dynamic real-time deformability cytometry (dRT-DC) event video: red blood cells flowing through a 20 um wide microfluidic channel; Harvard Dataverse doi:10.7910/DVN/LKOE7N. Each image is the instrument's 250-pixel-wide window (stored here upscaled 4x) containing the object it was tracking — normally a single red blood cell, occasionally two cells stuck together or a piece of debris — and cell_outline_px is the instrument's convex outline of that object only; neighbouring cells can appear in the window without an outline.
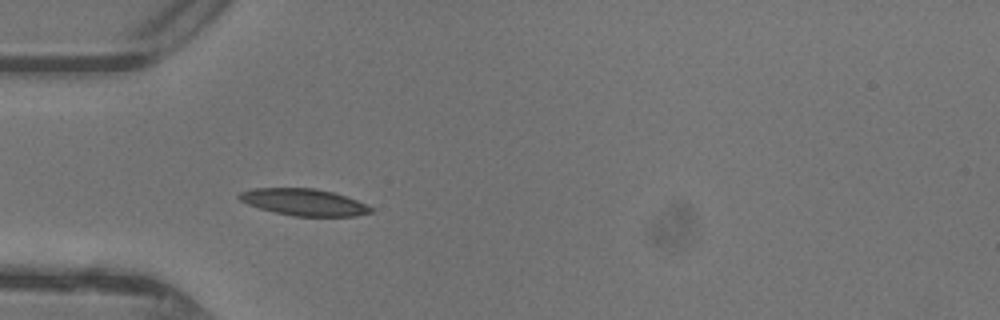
{"species": "common noctule bat (a hibernating species)", "species_latin": "Nyctalus noctula", "temperature_condition": "warm", "stored_images_in_passage": 33, "camera_frame_rate_fps": 3000, "um_per_image_px": 0.085, "animal": {"sex": "female"}, "frame": {"image": 1, "passage_image": 1, "time_ms": 0.0, "image_size_px": [1000, 320], "cell_outline_px": [[376, 212], [356, 216], [292, 216], [260, 208], [248, 204], [240, 200], [236, 196], [240, 192], [252, 188], [312, 188], [332, 192], [356, 200], [376, 208]], "centroid_in_image_um": [25.87, 17.19], "position_along_channel_um": 59.1, "area_um2": 20.58}}
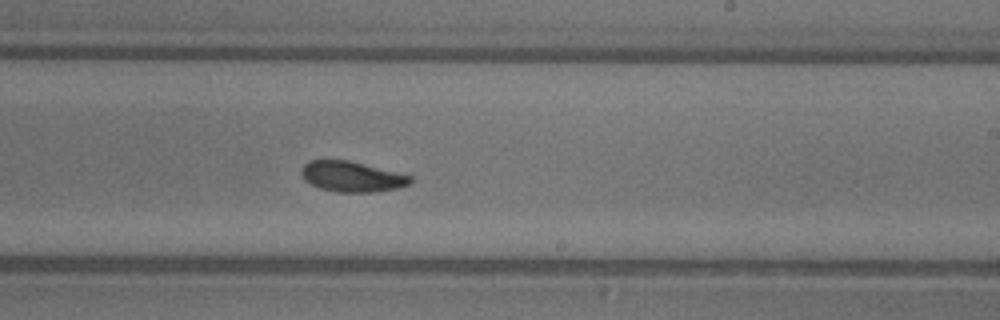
{"frame": {"image": 2, "passage_image": 15, "time_ms": 4.667, "image_size_px": [1000, 320], "cell_outline_px": [[412, 180], [408, 184], [400, 188], [372, 192], [336, 192], [320, 188], [304, 180], [300, 172], [300, 168], [308, 160], [348, 160], [412, 176]], "centroid_in_image_um": [29.87, 15.01], "position_along_channel_um": 259.1, "area_um2": 19.31}}
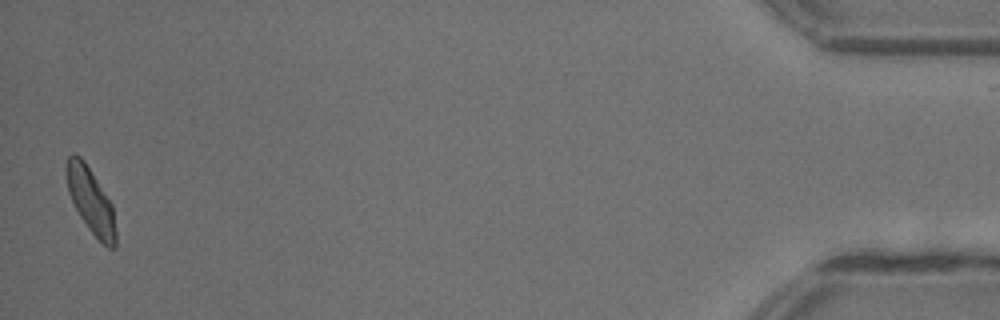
{"frame": {"image": 3, "passage_image": 33, "time_ms": 10.667, "image_size_px": [1000, 320], "cell_outline_px": [[116, 248], [108, 248], [88, 228], [80, 216], [68, 192], [64, 168], [64, 164], [68, 156], [72, 152], [80, 156], [84, 160], [112, 204], [116, 232]], "centroid_in_image_um": [7.68, 17.01], "position_along_channel_um": 427.5, "area_um2": 18.79}, "authors_computed_cell_mechanics": {"area_um2": 19.4208, "velocity_mm_per_s": 4.3707, "shape_relaxation_time_tau1_ms": 3.664, "shape_relaxation_time_tau2_ms": 3.0738, "deformation_change_tau1": 0.1407, "deformation_change_tau2": 0.09}}